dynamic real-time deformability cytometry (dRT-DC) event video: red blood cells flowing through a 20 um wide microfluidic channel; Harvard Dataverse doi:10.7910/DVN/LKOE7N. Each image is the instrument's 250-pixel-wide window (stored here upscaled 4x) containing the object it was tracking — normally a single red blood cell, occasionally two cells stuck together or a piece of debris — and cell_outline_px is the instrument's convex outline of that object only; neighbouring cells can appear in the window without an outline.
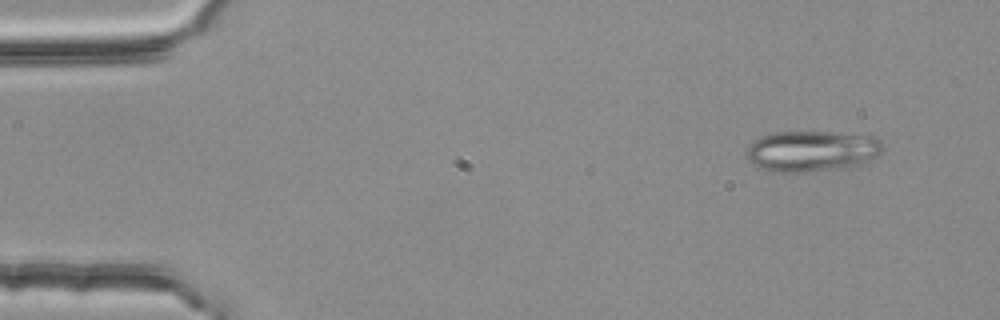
{"species": "common noctule bat (a hibernating species)", "species_latin": "Nyctalus noctula", "temperature_condition": "room temperature", "stored_images_in_passage": 4, "camera_frame_rate_fps": 3000, "um_per_image_px": 0.085, "animal": {"sex": "female", "body_mass_g": 25.1}, "frame": {"image": 1, "passage_image": 1, "time_ms": 0.0, "image_size_px": [1000, 320], "cell_outline_px": [[884, 148], [876, 156], [860, 164], [848, 168], [800, 172], [772, 172], [760, 168], [752, 164], [748, 160], [748, 148], [752, 140], [760, 136], [776, 132], [828, 132], [872, 136], [880, 140]], "centroid_in_image_um": [68.98, 12.85], "position_along_channel_um": 16.0, "area_um2": 32.48}}